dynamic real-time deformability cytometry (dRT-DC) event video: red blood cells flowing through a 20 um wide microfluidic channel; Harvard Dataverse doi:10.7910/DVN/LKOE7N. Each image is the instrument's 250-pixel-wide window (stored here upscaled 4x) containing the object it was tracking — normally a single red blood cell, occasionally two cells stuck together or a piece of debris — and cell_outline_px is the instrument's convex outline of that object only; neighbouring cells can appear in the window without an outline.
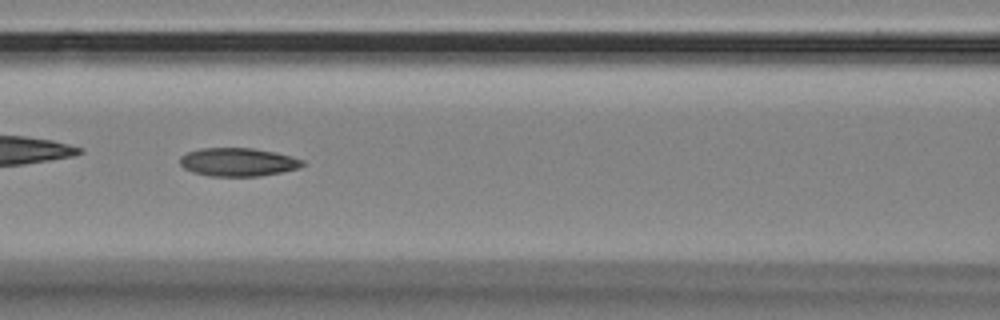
{"species": "Egyptian fruit bat (a non-hibernating species)", "species_latin": "Rousettus aegyptiacus", "temperature_condition": "room temperature", "stored_images_in_passage": 46, "camera_frame_rate_fps": 3000, "um_per_image_px": 0.085, "animal": {"sex": "female"}, "frame": {"image": 1, "passage_image": 14, "time_ms": 4.333, "image_size_px": [1000, 320], "cell_outline_px": [[304, 164], [300, 168], [260, 176], [208, 176], [192, 172], [184, 168], [180, 164], [180, 156], [188, 152], [200, 148], [252, 148], [276, 152], [292, 156], [304, 160]], "centroid_in_image_um": [20.23, 13.77], "position_along_channel_um": 146.4, "area_um2": 20.35}}
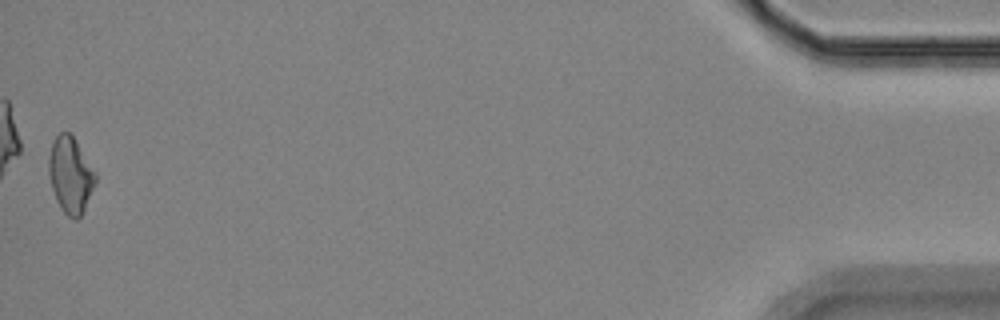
{"frame": {"image": 2, "passage_image": 46, "time_ms": 15.0, "image_size_px": [1000, 320], "cell_outline_px": [[96, 180], [84, 208], [80, 216], [76, 220], [72, 220], [60, 208], [56, 200], [52, 188], [48, 172], [48, 156], [52, 140], [60, 132], [68, 132], [72, 136], [96, 172]], "centroid_in_image_um": [5.96, 14.87], "position_along_channel_um": 429.2, "area_um2": 20.52}, "authors_computed_cell_mechanics": {"area_um2": 20.1722, "velocity_mm_per_s": 3.4837, "shape_relaxation_time_tau1_ms": null, "shape_relaxation_time_tau2_ms": 8.4557, "deformation_change_tau1": null, "deformation_change_tau2": 0.1682}}